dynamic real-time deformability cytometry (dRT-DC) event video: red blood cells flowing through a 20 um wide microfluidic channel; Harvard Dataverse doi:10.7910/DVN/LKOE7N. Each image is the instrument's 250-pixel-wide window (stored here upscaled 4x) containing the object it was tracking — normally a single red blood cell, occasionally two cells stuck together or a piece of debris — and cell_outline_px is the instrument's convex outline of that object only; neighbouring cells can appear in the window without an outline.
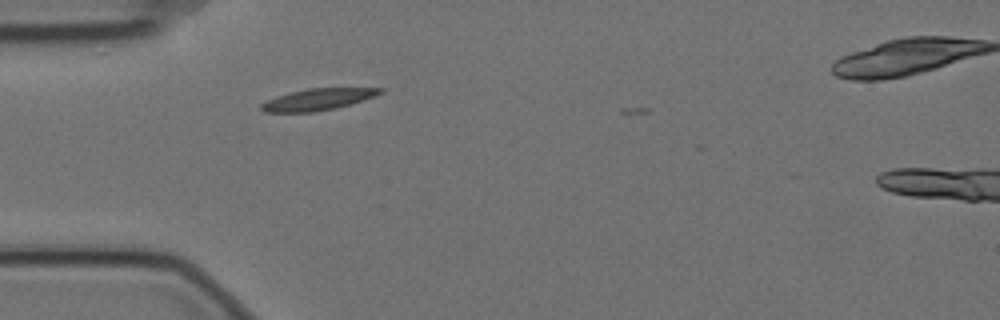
{"species": "Egyptian fruit bat (a non-hibernating species)", "species_latin": "Rousettus aegyptiacus", "temperature_condition": "cold", "stored_images_in_passage": 2, "camera_frame_rate_fps": 3000, "um_per_image_px": 0.085, "animal": {"sex": "female"}, "frame": {"image": 1, "passage_image": 1, "time_ms": 0.0, "image_size_px": [1000, 320], "cell_outline_px": [[384, 92], [376, 96], [336, 108], [316, 112], [264, 112], [260, 108], [260, 104], [276, 96], [308, 88], [384, 88]], "centroid_in_image_um": [27.03, 8.45], "position_along_channel_um": 58.0, "area_um2": 14.91}}